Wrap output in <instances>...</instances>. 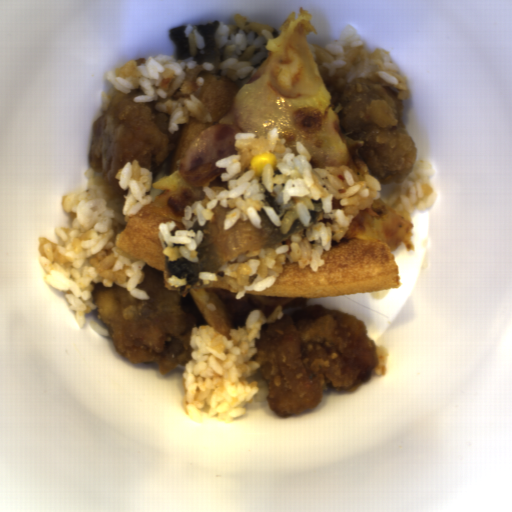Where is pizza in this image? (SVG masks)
I'll list each match as a JSON object with an SVG mask.
<instances>
[{
  "label": "pizza",
  "mask_w": 512,
  "mask_h": 512,
  "mask_svg": "<svg viewBox=\"0 0 512 512\" xmlns=\"http://www.w3.org/2000/svg\"><path fill=\"white\" fill-rule=\"evenodd\" d=\"M414 224L400 216L387 199L373 200L370 208L359 210L346 233L329 251H322L314 272L310 264L299 269L298 262L286 258L274 284L263 291L246 290L237 300V291L222 276L188 290L207 326L231 340L230 329L246 326L253 310L269 318L278 306L283 316L307 307L311 298H330L399 289L400 273L394 257L403 244L413 247Z\"/></svg>",
  "instance_id": "2"
},
{
  "label": "pizza",
  "mask_w": 512,
  "mask_h": 512,
  "mask_svg": "<svg viewBox=\"0 0 512 512\" xmlns=\"http://www.w3.org/2000/svg\"><path fill=\"white\" fill-rule=\"evenodd\" d=\"M185 79L171 94V100L194 95L202 101L211 115V123H202L190 115L187 124H177L178 140L169 160L151 181L148 205L132 215H124V228L115 236L117 253L132 264L144 261L158 272H165L166 255L159 239L160 223L173 221L175 228L186 230L182 223L186 205L195 201L207 209L209 198L203 187H192L179 173L180 163L192 142L207 128L228 123L235 124L242 133L255 137L267 136L276 128L278 138H285L294 157L299 155L297 142H301L311 155V169L326 166L349 167L360 181H365L364 170L355 160V149L364 145L343 132L339 117L330 104L332 97L326 86L316 93L300 97H286L277 91L265 76L240 89L231 79L220 76L214 66L197 63L193 69L182 70Z\"/></svg>",
  "instance_id": "1"
},
{
  "label": "pizza",
  "mask_w": 512,
  "mask_h": 512,
  "mask_svg": "<svg viewBox=\"0 0 512 512\" xmlns=\"http://www.w3.org/2000/svg\"><path fill=\"white\" fill-rule=\"evenodd\" d=\"M207 186L208 188H210L211 190L213 191H217V190H227L228 188V181L224 182V183H214V184H210V185H205Z\"/></svg>",
  "instance_id": "3"
}]
</instances>
